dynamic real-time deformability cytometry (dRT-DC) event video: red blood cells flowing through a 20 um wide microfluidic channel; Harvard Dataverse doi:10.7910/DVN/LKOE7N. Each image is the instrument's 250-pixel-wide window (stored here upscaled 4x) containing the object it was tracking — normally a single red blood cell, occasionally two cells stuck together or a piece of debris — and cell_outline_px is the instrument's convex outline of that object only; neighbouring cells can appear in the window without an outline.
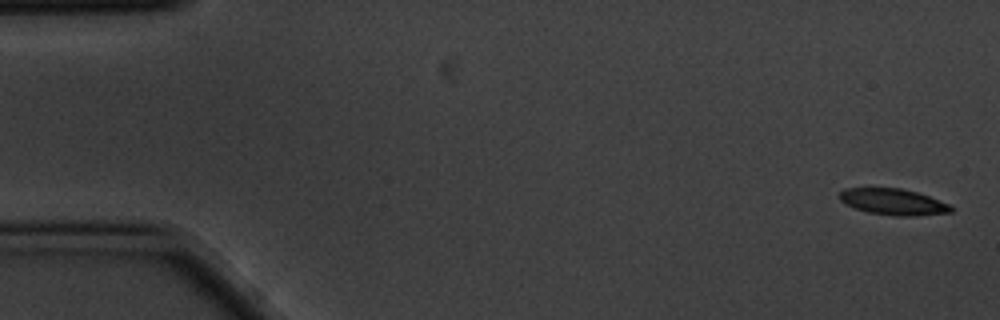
{"species": "common noctule bat (a hibernating species)", "species_latin": "Nyctalus noctula", "temperature_condition": "cold", "stored_images_in_passage": 9, "camera_frame_rate_fps": 3000, "um_per_image_px": 0.085, "animal": {"sex": "male", "body_mass_g": 20.1, "forearm_length_mm": 53.5}, "frame": {"image": 1, "passage_image": 1, "time_ms": 0.0, "image_size_px": [1000, 320], "cell_outline_px": [[952, 212], [916, 216], [892, 216], [868, 212], [844, 204], [840, 200], [840, 192], [844, 188], [900, 188], [916, 192], [928, 196], [948, 204], [952, 208]], "centroid_in_image_um": [75.9, 17.16], "position_along_channel_um": 9.1, "area_um2": 16.94}}
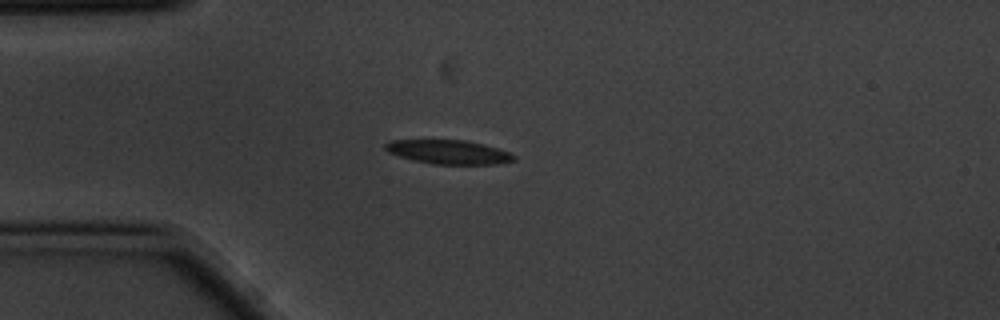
{"frame": {"image": 2, "passage_image": 4, "time_ms": 1.0, "image_size_px": [1000, 320], "cell_outline_px": [[516, 160], [496, 164], [432, 164], [412, 160], [388, 152], [384, 148], [384, 144], [392, 140], [464, 140], [484, 144], [508, 152], [516, 156]], "centroid_in_image_um": [38.12, 12.92], "position_along_channel_um": 46.9, "area_um2": 17.92}}